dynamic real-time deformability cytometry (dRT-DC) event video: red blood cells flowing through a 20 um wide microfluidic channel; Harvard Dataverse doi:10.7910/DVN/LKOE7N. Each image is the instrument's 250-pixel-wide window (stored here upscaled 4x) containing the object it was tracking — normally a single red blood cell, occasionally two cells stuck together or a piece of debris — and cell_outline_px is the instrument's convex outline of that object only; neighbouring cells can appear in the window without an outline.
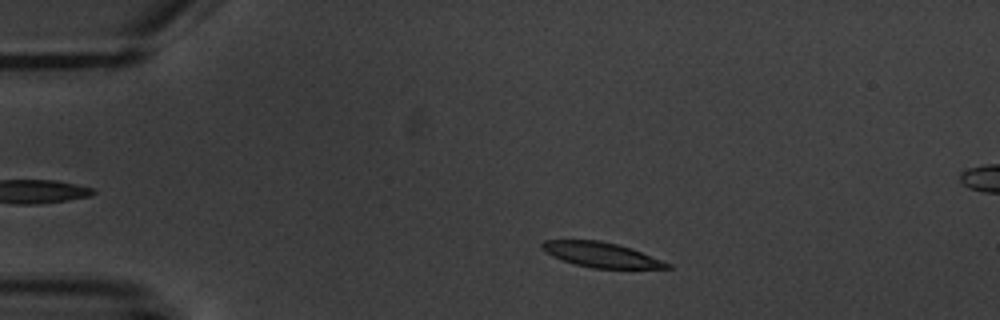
{"species": "common noctule bat (a hibernating species)", "species_latin": "Nyctalus noctula", "temperature_condition": "warm", "stored_images_in_passage": 9, "camera_frame_rate_fps": 3000, "um_per_image_px": 0.085, "animal": {"sex": "male", "body_mass_g": 20.1, "forearm_length_mm": 53.5}, "frame": {"image": 1, "passage_image": 1, "time_ms": 0.0, "image_size_px": [1000, 320], "cell_outline_px": [[672, 268], [592, 268], [576, 264], [552, 256], [544, 252], [540, 248], [540, 244], [544, 240], [600, 240], [632, 248], [672, 264]], "centroid_in_image_um": [51.08, 21.64], "position_along_channel_um": 33.9, "area_um2": 18.15}}
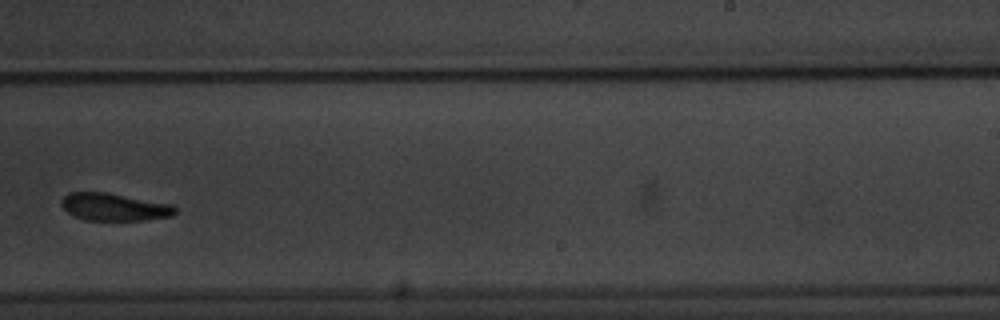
{"frame": {"image": 2, "passage_image": 8, "time_ms": 8.333, "image_size_px": [1000, 320], "cell_outline_px": [[176, 212], [172, 216], [148, 220], [84, 220], [68, 212], [60, 204], [60, 200], [68, 192], [108, 192], [172, 204], [176, 208]], "centroid_in_image_um": [9.72, 17.59], "position_along_channel_um": 279.3, "area_um2": 18.38}}
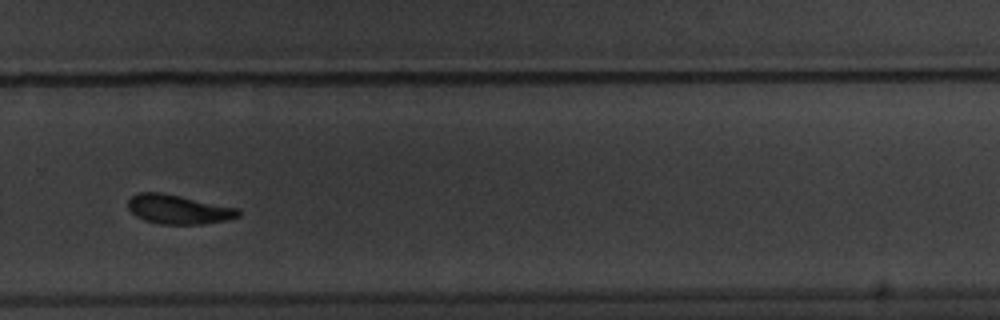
{"frame": {"image": 3, "passage_image": 9, "time_ms": 9.333, "image_size_px": [1000, 320], "cell_outline_px": [[240, 216], [228, 220], [200, 224], [160, 224], [144, 220], [136, 216], [128, 208], [128, 200], [132, 196], [140, 192], [164, 192], [240, 208]], "centroid_in_image_um": [15.19, 17.79], "position_along_channel_um": 314.6, "area_um2": 19.02}}